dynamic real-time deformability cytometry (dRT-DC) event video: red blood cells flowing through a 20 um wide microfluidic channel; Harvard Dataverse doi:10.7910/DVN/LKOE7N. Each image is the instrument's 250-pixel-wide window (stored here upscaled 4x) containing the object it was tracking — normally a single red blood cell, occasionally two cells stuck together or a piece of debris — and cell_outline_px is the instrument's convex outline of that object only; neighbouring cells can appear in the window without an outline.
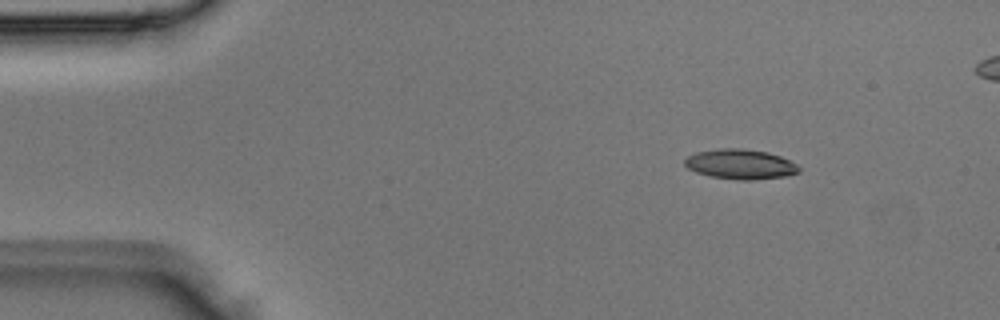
{"species": "Egyptian fruit bat (a non-hibernating species)", "species_latin": "Rousettus aegyptiacus", "temperature_condition": "room temperature", "stored_images_in_passage": 3, "camera_frame_rate_fps": 3000, "um_per_image_px": 0.085, "animal": {"sex": "male"}, "frame": {"image": 1, "passage_image": 1, "time_ms": 0.0, "image_size_px": [1000, 320], "cell_outline_px": [[800, 172], [784, 176], [752, 180], [740, 180], [712, 176], [696, 172], [688, 168], [684, 164], [684, 160], [688, 156], [696, 152], [720, 148], [744, 148], [768, 152], [780, 156], [796, 164], [800, 168]], "centroid_in_image_um": [62.93, 13.94], "position_along_channel_um": 22.1, "area_um2": 19.83}}
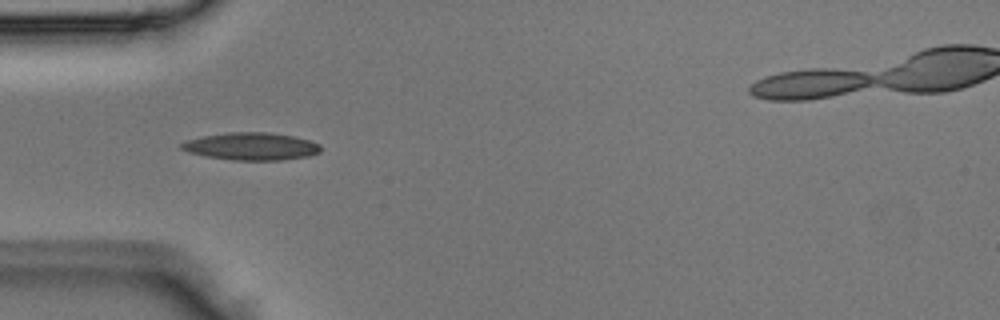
{"frame": {"image": 2, "passage_image": 3, "time_ms": 0.667, "image_size_px": [1000, 320], "cell_outline_px": [[320, 152], [308, 156], [280, 160], [232, 160], [208, 156], [188, 152], [180, 148], [180, 144], [184, 140], [204, 136], [228, 132], [268, 132], [292, 136], [308, 140], [320, 144]], "centroid_in_image_um": [21.34, 12.43], "position_along_channel_um": 63.7, "area_um2": 22.2}}